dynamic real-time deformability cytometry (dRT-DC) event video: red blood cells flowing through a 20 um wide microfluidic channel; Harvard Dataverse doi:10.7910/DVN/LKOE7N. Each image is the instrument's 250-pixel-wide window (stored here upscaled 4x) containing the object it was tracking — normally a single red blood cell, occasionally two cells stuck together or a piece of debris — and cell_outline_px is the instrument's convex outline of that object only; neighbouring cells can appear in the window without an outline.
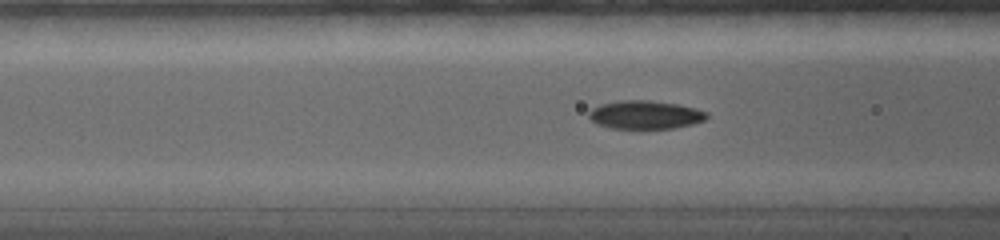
{"species": "common noctule bat (a hibernating species)", "species_latin": "Nyctalus noctula", "temperature_condition": "warm", "stored_images_in_passage": 75, "camera_frame_rate_fps": 5000, "um_per_image_px": 0.085, "animal": {"sex": "female", "body_mass_g": 19.0, "forearm_length_mm": 56.7}, "frame": {"image": 1, "passage_image": 19, "time_ms": 4.8, "image_size_px": [1000, 240], "cell_outline_px": [[708, 116], [704, 120], [692, 124], [672, 128], [612, 128], [596, 124], [588, 116], [588, 112], [592, 108], [600, 104], [620, 100], [648, 100], [680, 104], [696, 108], [708, 112]], "centroid_in_image_um": [54.84, 9.74], "position_along_channel_um": 111.8, "area_um2": 19.54}}
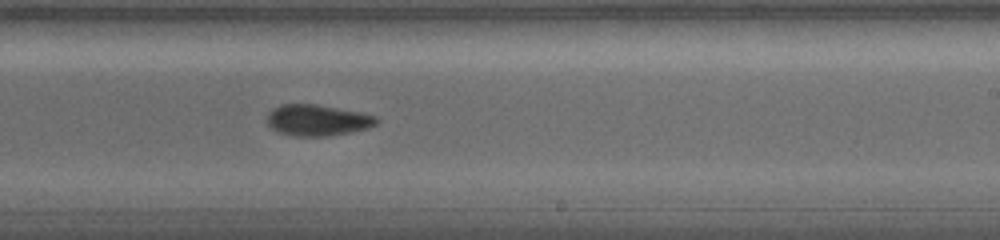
{"frame": {"image": 2, "passage_image": 35, "time_ms": 8.8, "image_size_px": [1000, 240], "cell_outline_px": [[380, 120], [376, 124], [368, 128], [328, 136], [292, 136], [276, 132], [268, 124], [268, 112], [272, 108], [280, 104], [316, 104], [360, 112], [376, 116]], "centroid_in_image_um": [26.96, 10.21], "position_along_channel_um": 262.0, "area_um2": 19.94}}
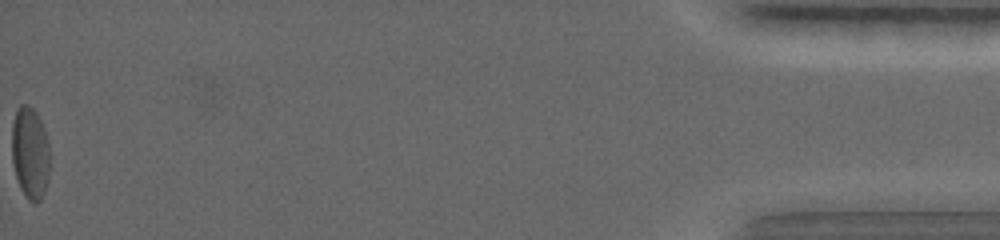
{"frame": {"image": 3, "passage_image": 75, "time_ms": 17.2, "image_size_px": [1000, 240], "cell_outline_px": [[48, 180], [44, 192], [40, 200], [36, 204], [28, 200], [20, 188], [12, 164], [12, 124], [16, 108], [20, 104], [28, 104], [36, 112], [44, 128], [48, 144]], "centroid_in_image_um": [2.54, 12.99], "position_along_channel_um": 432.7, "area_um2": 20.4}, "authors_computed_cell_mechanics": {"area_um2": 19.8832, "velocity_mm_per_s": 3.7688, "shape_relaxation_time_tau1_ms": 3.9173, "shape_relaxation_time_tau2_ms": 7.5829, "deformation_change_tau1": 0.0816, "deformation_change_tau2": 0.1213}}